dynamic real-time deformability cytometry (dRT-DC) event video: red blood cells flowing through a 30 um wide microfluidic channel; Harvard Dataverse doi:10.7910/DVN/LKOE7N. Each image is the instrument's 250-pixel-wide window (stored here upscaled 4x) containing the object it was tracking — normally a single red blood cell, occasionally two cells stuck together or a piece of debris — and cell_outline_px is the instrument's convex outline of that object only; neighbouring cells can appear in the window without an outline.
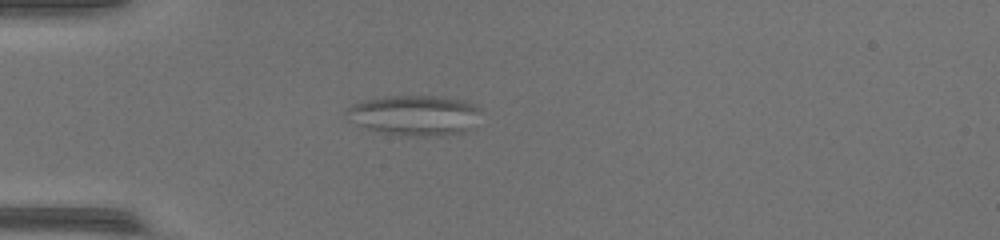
{"species": "common noctule bat (a hibernating species)", "species_latin": "Nyctalus noctula", "temperature_condition": "warm", "stored_images_in_passage": 52, "camera_frame_rate_fps": 3000, "um_per_image_px": 0.085, "animal": {"sex": "female", "body_mass_g": 17.0, "forearm_length_mm": 48.0}, "frame": {"image": 1, "passage_image": 15, "time_ms": 4.667, "image_size_px": [1000, 240], "cell_outline_px": [[480, 112], [460, 132], [440, 136], [424, 136], [384, 132], [368, 128], [356, 124], [344, 112], [352, 104], [360, 100], [384, 96], [440, 96], [460, 100], [472, 104], [480, 108]], "centroid_in_image_um": [35.14, 9.76], "position_along_channel_um": 49.9, "area_um2": 30.52}}
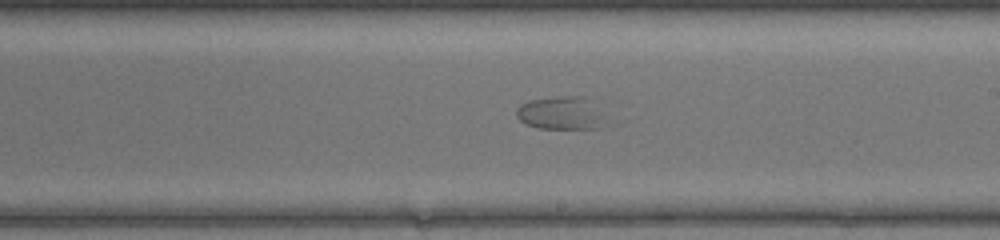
{"frame": {"image": 2, "passage_image": 31, "time_ms": 10.0, "image_size_px": [1000, 240], "cell_outline_px": [[596, 128], [536, 128], [520, 120], [516, 116], [516, 108], [520, 104], [528, 100], [556, 96], [588, 96], [596, 116]], "centroid_in_image_um": [47.44, 9.57], "position_along_channel_um": 241.6, "area_um2": 16.13}}
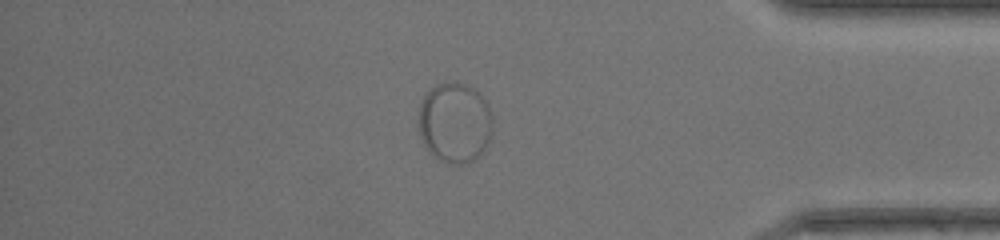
{"frame": {"image": 3, "passage_image": 45, "time_ms": 14.667, "image_size_px": [1000, 240], "cell_outline_px": [[492, 120], [488, 140], [484, 148], [476, 160], [460, 164], [452, 164], [440, 160], [424, 144], [420, 132], [420, 104], [424, 96], [436, 84], [464, 84], [476, 88], [488, 104], [492, 116]], "centroid_in_image_um": [38.68, 10.42], "position_along_channel_um": 396.5, "area_um2": 33.99}}